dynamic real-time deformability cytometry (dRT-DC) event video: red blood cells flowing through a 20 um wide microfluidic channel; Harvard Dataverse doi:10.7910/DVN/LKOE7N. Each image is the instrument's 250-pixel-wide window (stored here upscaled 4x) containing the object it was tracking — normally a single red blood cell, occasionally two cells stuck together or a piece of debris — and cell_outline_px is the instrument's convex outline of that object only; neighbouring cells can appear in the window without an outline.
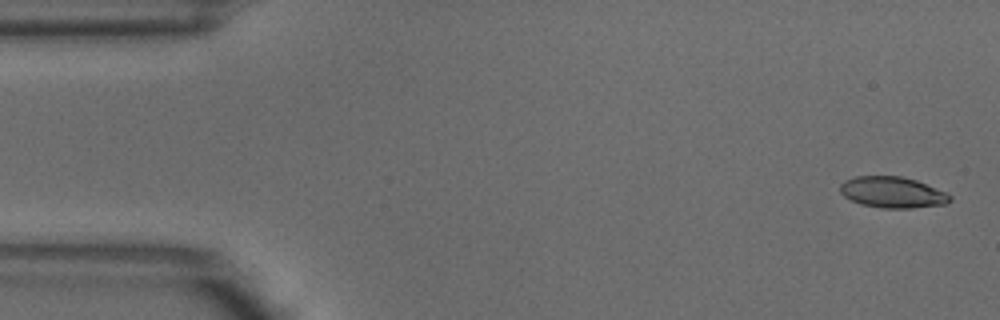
{"species": "common noctule bat (a hibernating species)", "species_latin": "Nyctalus noctula", "temperature_condition": "warm", "stored_images_in_passage": 5, "camera_frame_rate_fps": 3000, "um_per_image_px": 0.085, "animal": {"sex": "male", "body_mass_g": 18.8}, "frame": {"image": 1, "passage_image": 1, "time_ms": 0.0, "image_size_px": [1000, 320], "cell_outline_px": [[952, 200], [948, 204], [912, 208], [880, 208], [860, 204], [844, 196], [840, 192], [840, 184], [844, 180], [856, 176], [900, 176], [916, 180], [948, 192], [952, 196]], "centroid_in_image_um": [75.9, 16.35], "position_along_channel_um": 9.1, "area_um2": 20.17}}
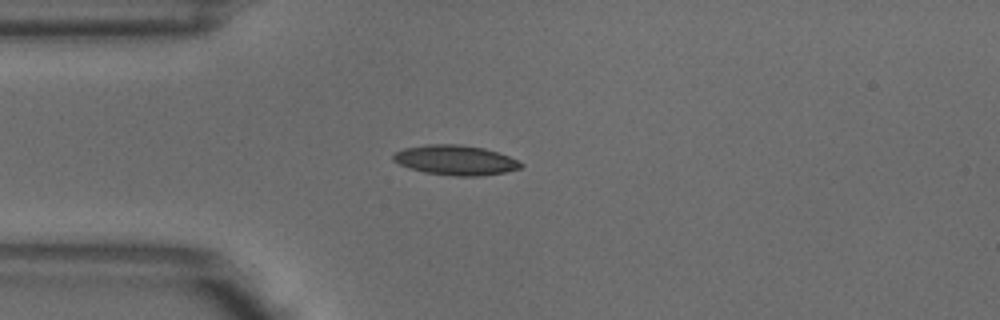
{"frame": {"image": 2, "passage_image": 4, "time_ms": 1.0, "image_size_px": [1000, 320], "cell_outline_px": [[524, 164], [520, 168], [504, 172], [480, 176], [452, 176], [424, 172], [408, 168], [392, 160], [392, 156], [396, 152], [404, 148], [424, 144], [460, 144], [484, 148], [508, 156]], "centroid_in_image_um": [38.68, 13.61], "position_along_channel_um": 46.3, "area_um2": 22.2}}